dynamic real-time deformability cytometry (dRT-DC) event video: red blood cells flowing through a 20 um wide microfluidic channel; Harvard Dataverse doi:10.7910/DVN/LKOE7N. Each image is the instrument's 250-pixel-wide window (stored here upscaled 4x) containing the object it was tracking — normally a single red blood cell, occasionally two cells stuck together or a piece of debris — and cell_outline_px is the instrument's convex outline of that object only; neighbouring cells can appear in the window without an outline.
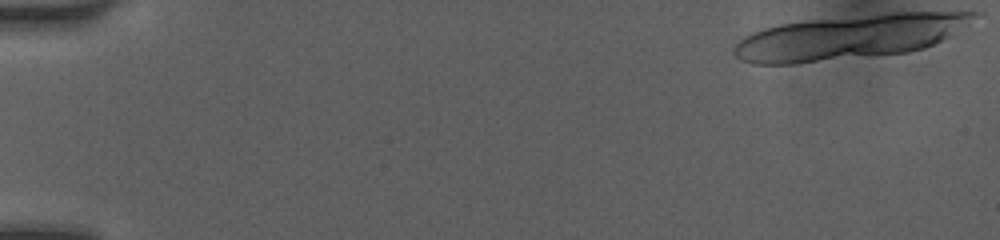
{"species": "human", "species_latin": "Homo sapiens", "temperature_condition": "room temperature", "stored_images_in_passage": 23, "camera_frame_rate_fps": 3000, "um_per_image_px": 0.085, "donor": {"sex": "female"}, "frame": {"image": 1, "passage_image": 1, "time_ms": 0.0, "image_size_px": [1000, 240], "cell_outline_px": [[984, 12], [968, 24], [948, 36], [924, 48], [908, 52], [796, 64], [752, 64], [740, 60], [732, 52], [732, 48], [744, 36], [752, 32], [764, 28], [780, 24], [808, 20], [892, 12]], "centroid_in_image_um": [72.15, 3.14], "position_along_channel_um": 12.9, "area_um2": 62.02}}
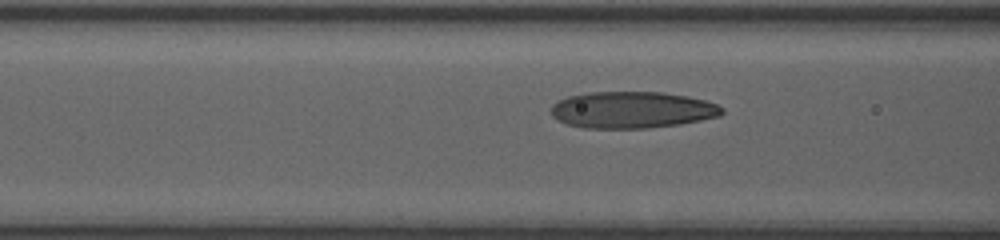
{"frame": {"image": 2, "passage_image": 18, "time_ms": 5.667, "image_size_px": [1000, 240], "cell_outline_px": [[724, 112], [720, 116], [680, 124], [648, 128], [584, 128], [568, 124], [552, 116], [552, 104], [568, 96], [588, 92], [660, 92], [688, 96], [704, 100], [716, 104], [724, 108]], "centroid_in_image_um": [53.75, 9.34], "position_along_channel_um": 112.9, "area_um2": 36.41}}
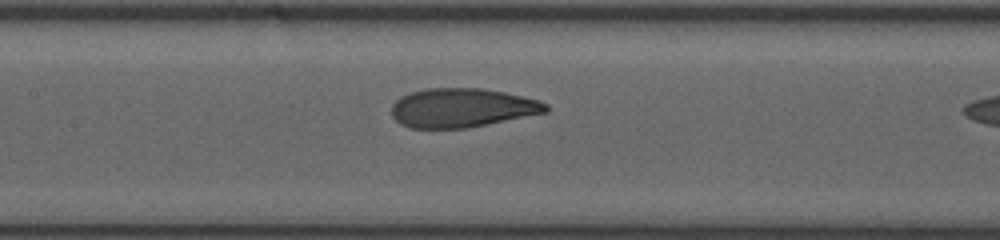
{"frame": {"image": 3, "passage_image": 22, "time_ms": 7.0, "image_size_px": [1000, 240], "cell_outline_px": [[548, 112], [468, 128], [408, 128], [400, 124], [392, 116], [392, 104], [400, 96], [412, 92], [428, 88], [484, 88], [504, 92], [540, 100], [548, 104]], "centroid_in_image_um": [39.28, 9.17], "position_along_channel_um": 168.1, "area_um2": 35.26}}